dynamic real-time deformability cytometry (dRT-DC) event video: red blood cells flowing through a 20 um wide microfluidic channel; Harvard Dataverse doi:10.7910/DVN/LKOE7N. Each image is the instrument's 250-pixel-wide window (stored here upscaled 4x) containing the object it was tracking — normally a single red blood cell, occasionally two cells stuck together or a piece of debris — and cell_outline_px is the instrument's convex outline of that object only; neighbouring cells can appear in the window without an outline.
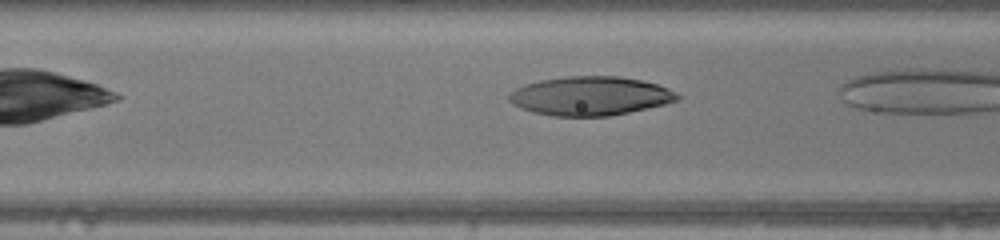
{"species": "human", "species_latin": "Homo sapiens", "temperature_condition": "warm", "stored_images_in_passage": 13, "camera_frame_rate_fps": 3000, "um_per_image_px": 0.085, "donor": {"sex": "female"}, "frame": {"image": 1, "passage_image": 8, "time_ms": 2.333, "image_size_px": [1000, 240], "cell_outline_px": [[680, 100], [664, 104], [628, 112], [608, 116], [552, 116], [532, 112], [520, 108], [512, 104], [508, 100], [508, 92], [524, 84], [540, 80], [564, 76], [620, 76], [640, 80], [656, 84], [668, 88], [676, 92], [680, 96]], "centroid_in_image_um": [50.12, 8.15], "position_along_channel_um": 116.5, "area_um2": 38.32}}
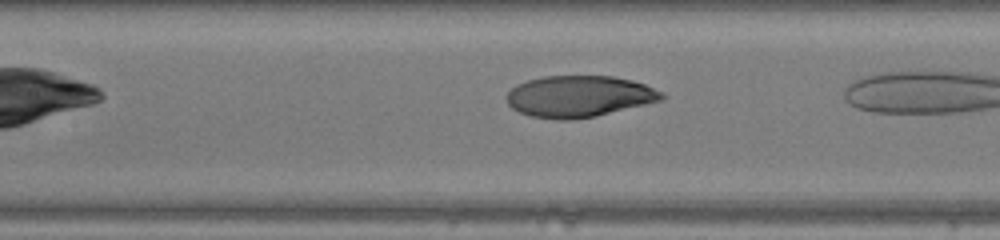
{"frame": {"image": 2, "passage_image": 11, "time_ms": 3.333, "image_size_px": [1000, 240], "cell_outline_px": [[664, 100], [596, 116], [572, 120], [556, 120], [532, 116], [520, 112], [512, 108], [508, 104], [504, 96], [516, 84], [528, 80], [544, 76], [612, 76], [632, 80], [644, 84], [664, 92]], "centroid_in_image_um": [49.22, 8.19], "position_along_channel_um": 158.2, "area_um2": 37.69}}